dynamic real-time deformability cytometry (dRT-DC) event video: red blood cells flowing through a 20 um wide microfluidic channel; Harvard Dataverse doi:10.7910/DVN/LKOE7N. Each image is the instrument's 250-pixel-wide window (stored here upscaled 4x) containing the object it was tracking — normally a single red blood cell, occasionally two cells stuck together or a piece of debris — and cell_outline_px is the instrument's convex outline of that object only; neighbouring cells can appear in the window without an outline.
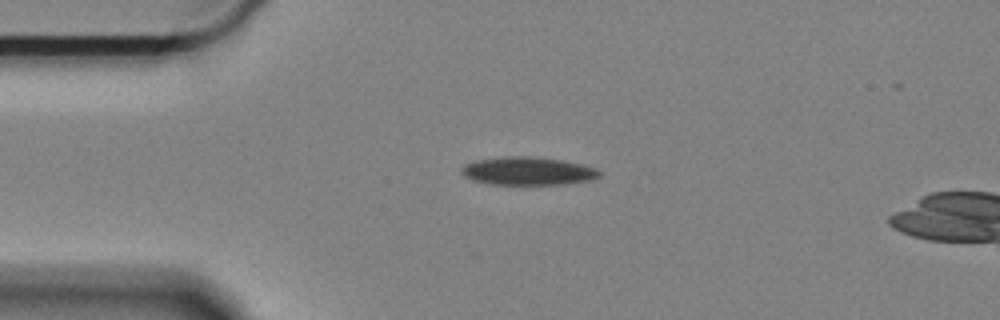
{"species": "Egyptian fruit bat (a non-hibernating species)", "species_latin": "Rousettus aegyptiacus", "temperature_condition": "cold", "stored_images_in_passage": 35, "camera_frame_rate_fps": 3000, "um_per_image_px": 0.085, "animal": {"sex": "female"}, "frame": {"image": 1, "passage_image": 1, "time_ms": 0.0, "image_size_px": [1000, 320], "cell_outline_px": [[600, 176], [592, 180], [564, 184], [488, 184], [472, 180], [464, 176], [460, 172], [460, 168], [464, 164], [476, 160], [504, 156], [528, 156], [564, 160], [584, 164], [596, 168], [600, 172]], "centroid_in_image_um": [44.86, 14.53], "position_along_channel_um": 40.1, "area_um2": 22.83}}
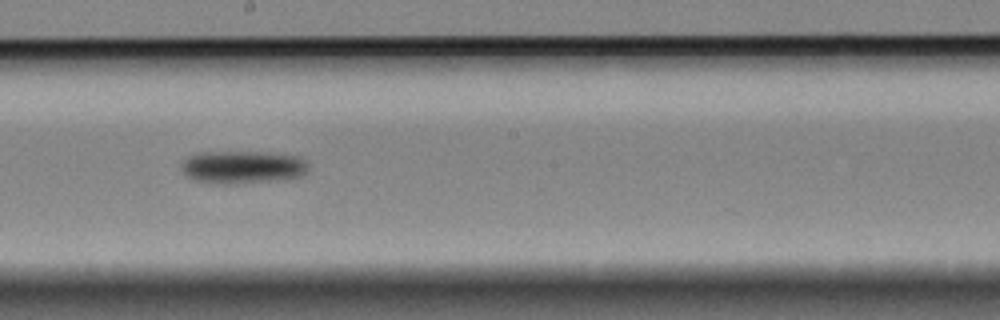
{"frame": {"image": 2, "passage_image": 20, "time_ms": 6.333, "image_size_px": [1000, 320], "cell_outline_px": [[308, 172], [304, 176], [284, 180], [232, 184], [208, 184], [192, 180], [184, 176], [180, 168], [180, 164], [188, 156], [200, 152], [264, 152], [300, 156], [308, 160]], "centroid_in_image_um": [20.63, 14.22], "position_along_channel_um": 227.6, "area_um2": 25.26}}
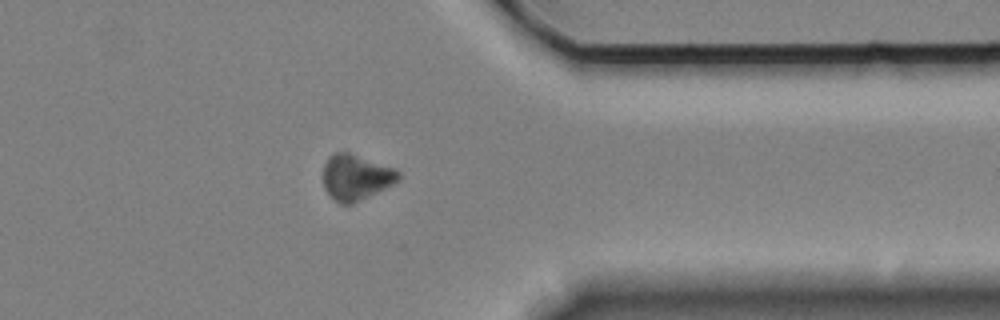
{"frame": {"image": 3, "passage_image": 35, "time_ms": 11.333, "image_size_px": [1000, 320], "cell_outline_px": [[400, 180], [352, 204], [340, 204], [324, 188], [324, 164], [328, 156], [332, 152], [348, 152], [396, 168], [400, 172]], "centroid_in_image_um": [30.26, 15.04], "position_along_channel_um": 381.1, "area_um2": 19.88}, "authors_computed_cell_mechanics": {"area_um2": 23.2934, "velocity_mm_per_s": 3.285, "shape_relaxation_time_tau1_ms": 8.5433, "shape_relaxation_time_tau2_ms": null, "deformation_change_tau1": 0.1097, "deformation_change_tau2": null}}